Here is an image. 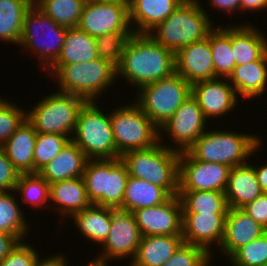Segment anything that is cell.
<instances>
[{"instance_id":"obj_25","label":"cell","mask_w":267,"mask_h":266,"mask_svg":"<svg viewBox=\"0 0 267 266\" xmlns=\"http://www.w3.org/2000/svg\"><path fill=\"white\" fill-rule=\"evenodd\" d=\"M89 159L83 151L71 140L38 173L49 183L81 177Z\"/></svg>"},{"instance_id":"obj_13","label":"cell","mask_w":267,"mask_h":266,"mask_svg":"<svg viewBox=\"0 0 267 266\" xmlns=\"http://www.w3.org/2000/svg\"><path fill=\"white\" fill-rule=\"evenodd\" d=\"M77 27L94 38L113 32H133L129 3L87 0Z\"/></svg>"},{"instance_id":"obj_11","label":"cell","mask_w":267,"mask_h":266,"mask_svg":"<svg viewBox=\"0 0 267 266\" xmlns=\"http://www.w3.org/2000/svg\"><path fill=\"white\" fill-rule=\"evenodd\" d=\"M136 103L158 127H162L191 96V85L174 73L168 78L147 84L138 90Z\"/></svg>"},{"instance_id":"obj_46","label":"cell","mask_w":267,"mask_h":266,"mask_svg":"<svg viewBox=\"0 0 267 266\" xmlns=\"http://www.w3.org/2000/svg\"><path fill=\"white\" fill-rule=\"evenodd\" d=\"M21 240L13 235L0 232V261L3 260Z\"/></svg>"},{"instance_id":"obj_3","label":"cell","mask_w":267,"mask_h":266,"mask_svg":"<svg viewBox=\"0 0 267 266\" xmlns=\"http://www.w3.org/2000/svg\"><path fill=\"white\" fill-rule=\"evenodd\" d=\"M261 143L256 134L207 129L187 151L197 160L233 168L248 163L250 156L264 145Z\"/></svg>"},{"instance_id":"obj_16","label":"cell","mask_w":267,"mask_h":266,"mask_svg":"<svg viewBox=\"0 0 267 266\" xmlns=\"http://www.w3.org/2000/svg\"><path fill=\"white\" fill-rule=\"evenodd\" d=\"M140 234L145 236H182L183 213L178 195L166 202L132 212Z\"/></svg>"},{"instance_id":"obj_6","label":"cell","mask_w":267,"mask_h":266,"mask_svg":"<svg viewBox=\"0 0 267 266\" xmlns=\"http://www.w3.org/2000/svg\"><path fill=\"white\" fill-rule=\"evenodd\" d=\"M129 173L121 158L90 159L82 175L92 204L120 209Z\"/></svg>"},{"instance_id":"obj_33","label":"cell","mask_w":267,"mask_h":266,"mask_svg":"<svg viewBox=\"0 0 267 266\" xmlns=\"http://www.w3.org/2000/svg\"><path fill=\"white\" fill-rule=\"evenodd\" d=\"M183 214L227 213L229 210L225 192L179 191Z\"/></svg>"},{"instance_id":"obj_49","label":"cell","mask_w":267,"mask_h":266,"mask_svg":"<svg viewBox=\"0 0 267 266\" xmlns=\"http://www.w3.org/2000/svg\"><path fill=\"white\" fill-rule=\"evenodd\" d=\"M267 9V0H240V10L261 11Z\"/></svg>"},{"instance_id":"obj_29","label":"cell","mask_w":267,"mask_h":266,"mask_svg":"<svg viewBox=\"0 0 267 266\" xmlns=\"http://www.w3.org/2000/svg\"><path fill=\"white\" fill-rule=\"evenodd\" d=\"M71 218L85 239L102 246L110 231L112 208L92 204Z\"/></svg>"},{"instance_id":"obj_2","label":"cell","mask_w":267,"mask_h":266,"mask_svg":"<svg viewBox=\"0 0 267 266\" xmlns=\"http://www.w3.org/2000/svg\"><path fill=\"white\" fill-rule=\"evenodd\" d=\"M209 16L199 0H184L166 20L148 34L156 42L176 53L186 45L208 36L214 28L212 17Z\"/></svg>"},{"instance_id":"obj_44","label":"cell","mask_w":267,"mask_h":266,"mask_svg":"<svg viewBox=\"0 0 267 266\" xmlns=\"http://www.w3.org/2000/svg\"><path fill=\"white\" fill-rule=\"evenodd\" d=\"M19 176V171L8 160L3 146L0 145V192L15 190Z\"/></svg>"},{"instance_id":"obj_28","label":"cell","mask_w":267,"mask_h":266,"mask_svg":"<svg viewBox=\"0 0 267 266\" xmlns=\"http://www.w3.org/2000/svg\"><path fill=\"white\" fill-rule=\"evenodd\" d=\"M37 132L26 119L2 145L8 160L22 173H33V155Z\"/></svg>"},{"instance_id":"obj_9","label":"cell","mask_w":267,"mask_h":266,"mask_svg":"<svg viewBox=\"0 0 267 266\" xmlns=\"http://www.w3.org/2000/svg\"><path fill=\"white\" fill-rule=\"evenodd\" d=\"M87 101L81 97L56 91L27 110V120L37 133L60 134L70 140L76 127L78 114Z\"/></svg>"},{"instance_id":"obj_52","label":"cell","mask_w":267,"mask_h":266,"mask_svg":"<svg viewBox=\"0 0 267 266\" xmlns=\"http://www.w3.org/2000/svg\"><path fill=\"white\" fill-rule=\"evenodd\" d=\"M86 266H97V265H93L91 263H88Z\"/></svg>"},{"instance_id":"obj_7","label":"cell","mask_w":267,"mask_h":266,"mask_svg":"<svg viewBox=\"0 0 267 266\" xmlns=\"http://www.w3.org/2000/svg\"><path fill=\"white\" fill-rule=\"evenodd\" d=\"M96 102H86L81 108L71 141L89 160L117 158L110 114L103 113Z\"/></svg>"},{"instance_id":"obj_51","label":"cell","mask_w":267,"mask_h":266,"mask_svg":"<svg viewBox=\"0 0 267 266\" xmlns=\"http://www.w3.org/2000/svg\"><path fill=\"white\" fill-rule=\"evenodd\" d=\"M93 1H123V2H128L129 0H93Z\"/></svg>"},{"instance_id":"obj_5","label":"cell","mask_w":267,"mask_h":266,"mask_svg":"<svg viewBox=\"0 0 267 266\" xmlns=\"http://www.w3.org/2000/svg\"><path fill=\"white\" fill-rule=\"evenodd\" d=\"M180 152L163 145L162 140L148 149L132 150L120 156L129 176L164 188L171 196L179 192Z\"/></svg>"},{"instance_id":"obj_23","label":"cell","mask_w":267,"mask_h":266,"mask_svg":"<svg viewBox=\"0 0 267 266\" xmlns=\"http://www.w3.org/2000/svg\"><path fill=\"white\" fill-rule=\"evenodd\" d=\"M250 23L231 25V47L236 66L260 60L267 53L265 34Z\"/></svg>"},{"instance_id":"obj_43","label":"cell","mask_w":267,"mask_h":266,"mask_svg":"<svg viewBox=\"0 0 267 266\" xmlns=\"http://www.w3.org/2000/svg\"><path fill=\"white\" fill-rule=\"evenodd\" d=\"M33 245L20 241L15 248L0 261V266H36L39 256Z\"/></svg>"},{"instance_id":"obj_41","label":"cell","mask_w":267,"mask_h":266,"mask_svg":"<svg viewBox=\"0 0 267 266\" xmlns=\"http://www.w3.org/2000/svg\"><path fill=\"white\" fill-rule=\"evenodd\" d=\"M133 32H113L96 37L98 57L118 66L125 44Z\"/></svg>"},{"instance_id":"obj_42","label":"cell","mask_w":267,"mask_h":266,"mask_svg":"<svg viewBox=\"0 0 267 266\" xmlns=\"http://www.w3.org/2000/svg\"><path fill=\"white\" fill-rule=\"evenodd\" d=\"M211 260L212 255L205 249L183 243L163 266H214Z\"/></svg>"},{"instance_id":"obj_19","label":"cell","mask_w":267,"mask_h":266,"mask_svg":"<svg viewBox=\"0 0 267 266\" xmlns=\"http://www.w3.org/2000/svg\"><path fill=\"white\" fill-rule=\"evenodd\" d=\"M227 213L183 214L182 238L184 243L205 249L212 259V246L222 243ZM218 244V245H217Z\"/></svg>"},{"instance_id":"obj_39","label":"cell","mask_w":267,"mask_h":266,"mask_svg":"<svg viewBox=\"0 0 267 266\" xmlns=\"http://www.w3.org/2000/svg\"><path fill=\"white\" fill-rule=\"evenodd\" d=\"M227 260L233 264L232 266H265L267 264V232L237 249Z\"/></svg>"},{"instance_id":"obj_21","label":"cell","mask_w":267,"mask_h":266,"mask_svg":"<svg viewBox=\"0 0 267 266\" xmlns=\"http://www.w3.org/2000/svg\"><path fill=\"white\" fill-rule=\"evenodd\" d=\"M184 0H129V21L133 33L148 34L166 20Z\"/></svg>"},{"instance_id":"obj_35","label":"cell","mask_w":267,"mask_h":266,"mask_svg":"<svg viewBox=\"0 0 267 266\" xmlns=\"http://www.w3.org/2000/svg\"><path fill=\"white\" fill-rule=\"evenodd\" d=\"M14 192L15 190L0 192V232L16 236L24 241L27 234L30 233L28 231L30 225L29 221L24 218L25 214L20 208L22 206H20L17 196L15 197L17 192Z\"/></svg>"},{"instance_id":"obj_30","label":"cell","mask_w":267,"mask_h":266,"mask_svg":"<svg viewBox=\"0 0 267 266\" xmlns=\"http://www.w3.org/2000/svg\"><path fill=\"white\" fill-rule=\"evenodd\" d=\"M170 197L171 195L164 188L129 176L120 210L133 212L137 209L157 206L166 202Z\"/></svg>"},{"instance_id":"obj_36","label":"cell","mask_w":267,"mask_h":266,"mask_svg":"<svg viewBox=\"0 0 267 266\" xmlns=\"http://www.w3.org/2000/svg\"><path fill=\"white\" fill-rule=\"evenodd\" d=\"M87 0H33V4L57 24L77 27Z\"/></svg>"},{"instance_id":"obj_32","label":"cell","mask_w":267,"mask_h":266,"mask_svg":"<svg viewBox=\"0 0 267 266\" xmlns=\"http://www.w3.org/2000/svg\"><path fill=\"white\" fill-rule=\"evenodd\" d=\"M33 0H0V40L18 45L23 18Z\"/></svg>"},{"instance_id":"obj_14","label":"cell","mask_w":267,"mask_h":266,"mask_svg":"<svg viewBox=\"0 0 267 266\" xmlns=\"http://www.w3.org/2000/svg\"><path fill=\"white\" fill-rule=\"evenodd\" d=\"M207 122L202 109L191 95L172 117L159 128V140H164L163 135L168 134L169 139L171 138L175 145L163 144L165 147L178 152L187 151L208 129Z\"/></svg>"},{"instance_id":"obj_27","label":"cell","mask_w":267,"mask_h":266,"mask_svg":"<svg viewBox=\"0 0 267 266\" xmlns=\"http://www.w3.org/2000/svg\"><path fill=\"white\" fill-rule=\"evenodd\" d=\"M184 243L182 236L141 237L136 255L130 266H163Z\"/></svg>"},{"instance_id":"obj_12","label":"cell","mask_w":267,"mask_h":266,"mask_svg":"<svg viewBox=\"0 0 267 266\" xmlns=\"http://www.w3.org/2000/svg\"><path fill=\"white\" fill-rule=\"evenodd\" d=\"M141 234L132 212L112 208V220L103 250L90 263L108 266L110 260L134 259L141 240ZM109 261V262H108Z\"/></svg>"},{"instance_id":"obj_47","label":"cell","mask_w":267,"mask_h":266,"mask_svg":"<svg viewBox=\"0 0 267 266\" xmlns=\"http://www.w3.org/2000/svg\"><path fill=\"white\" fill-rule=\"evenodd\" d=\"M210 5L220 12H235L240 11V0H210Z\"/></svg>"},{"instance_id":"obj_48","label":"cell","mask_w":267,"mask_h":266,"mask_svg":"<svg viewBox=\"0 0 267 266\" xmlns=\"http://www.w3.org/2000/svg\"><path fill=\"white\" fill-rule=\"evenodd\" d=\"M36 266H68V261L64 253H58V255L55 254L48 257L46 256L43 259L40 258L39 255L37 258Z\"/></svg>"},{"instance_id":"obj_45","label":"cell","mask_w":267,"mask_h":266,"mask_svg":"<svg viewBox=\"0 0 267 266\" xmlns=\"http://www.w3.org/2000/svg\"><path fill=\"white\" fill-rule=\"evenodd\" d=\"M241 209L267 230V193L263 192L254 201L248 202Z\"/></svg>"},{"instance_id":"obj_18","label":"cell","mask_w":267,"mask_h":266,"mask_svg":"<svg viewBox=\"0 0 267 266\" xmlns=\"http://www.w3.org/2000/svg\"><path fill=\"white\" fill-rule=\"evenodd\" d=\"M175 73L191 86L217 78L210 48V32L203 40L186 45L175 53Z\"/></svg>"},{"instance_id":"obj_1","label":"cell","mask_w":267,"mask_h":266,"mask_svg":"<svg viewBox=\"0 0 267 266\" xmlns=\"http://www.w3.org/2000/svg\"><path fill=\"white\" fill-rule=\"evenodd\" d=\"M117 68L118 77L138 89L175 73V53L149 34L133 33L125 44Z\"/></svg>"},{"instance_id":"obj_24","label":"cell","mask_w":267,"mask_h":266,"mask_svg":"<svg viewBox=\"0 0 267 266\" xmlns=\"http://www.w3.org/2000/svg\"><path fill=\"white\" fill-rule=\"evenodd\" d=\"M262 193L263 191L254 170V164L248 162L231 168L225 190L229 208H242L248 202L254 201Z\"/></svg>"},{"instance_id":"obj_15","label":"cell","mask_w":267,"mask_h":266,"mask_svg":"<svg viewBox=\"0 0 267 266\" xmlns=\"http://www.w3.org/2000/svg\"><path fill=\"white\" fill-rule=\"evenodd\" d=\"M231 167L195 159L188 151L179 156V191L225 192Z\"/></svg>"},{"instance_id":"obj_4","label":"cell","mask_w":267,"mask_h":266,"mask_svg":"<svg viewBox=\"0 0 267 266\" xmlns=\"http://www.w3.org/2000/svg\"><path fill=\"white\" fill-rule=\"evenodd\" d=\"M48 71L54 75L58 91L81 97L87 102H96L100 94L117 80L116 66L99 57L85 63L52 65Z\"/></svg>"},{"instance_id":"obj_34","label":"cell","mask_w":267,"mask_h":266,"mask_svg":"<svg viewBox=\"0 0 267 266\" xmlns=\"http://www.w3.org/2000/svg\"><path fill=\"white\" fill-rule=\"evenodd\" d=\"M210 48L217 78H228L236 67L231 47V23L210 31Z\"/></svg>"},{"instance_id":"obj_10","label":"cell","mask_w":267,"mask_h":266,"mask_svg":"<svg viewBox=\"0 0 267 266\" xmlns=\"http://www.w3.org/2000/svg\"><path fill=\"white\" fill-rule=\"evenodd\" d=\"M109 112L117 158L132 150L148 149L159 142V128L136 102Z\"/></svg>"},{"instance_id":"obj_22","label":"cell","mask_w":267,"mask_h":266,"mask_svg":"<svg viewBox=\"0 0 267 266\" xmlns=\"http://www.w3.org/2000/svg\"><path fill=\"white\" fill-rule=\"evenodd\" d=\"M49 203L51 208L58 210L61 218L69 216V219L92 205L82 176L50 184Z\"/></svg>"},{"instance_id":"obj_31","label":"cell","mask_w":267,"mask_h":266,"mask_svg":"<svg viewBox=\"0 0 267 266\" xmlns=\"http://www.w3.org/2000/svg\"><path fill=\"white\" fill-rule=\"evenodd\" d=\"M96 58V39L78 27H72L68 28L60 55L53 65L79 64Z\"/></svg>"},{"instance_id":"obj_20","label":"cell","mask_w":267,"mask_h":266,"mask_svg":"<svg viewBox=\"0 0 267 266\" xmlns=\"http://www.w3.org/2000/svg\"><path fill=\"white\" fill-rule=\"evenodd\" d=\"M267 230L253 220L241 208H229L226 215L225 231L219 248L228 258L240 247L261 237Z\"/></svg>"},{"instance_id":"obj_40","label":"cell","mask_w":267,"mask_h":266,"mask_svg":"<svg viewBox=\"0 0 267 266\" xmlns=\"http://www.w3.org/2000/svg\"><path fill=\"white\" fill-rule=\"evenodd\" d=\"M0 98V145H3L27 119V110Z\"/></svg>"},{"instance_id":"obj_50","label":"cell","mask_w":267,"mask_h":266,"mask_svg":"<svg viewBox=\"0 0 267 266\" xmlns=\"http://www.w3.org/2000/svg\"><path fill=\"white\" fill-rule=\"evenodd\" d=\"M254 170L262 191L267 193V164H262V166L258 167L255 165Z\"/></svg>"},{"instance_id":"obj_17","label":"cell","mask_w":267,"mask_h":266,"mask_svg":"<svg viewBox=\"0 0 267 266\" xmlns=\"http://www.w3.org/2000/svg\"><path fill=\"white\" fill-rule=\"evenodd\" d=\"M191 95L202 109L208 121L235 111L239 97L234 87L229 84L228 78H216L200 81L191 86ZM209 119V120H208Z\"/></svg>"},{"instance_id":"obj_37","label":"cell","mask_w":267,"mask_h":266,"mask_svg":"<svg viewBox=\"0 0 267 266\" xmlns=\"http://www.w3.org/2000/svg\"><path fill=\"white\" fill-rule=\"evenodd\" d=\"M15 192L20 193L22 201L34 209L49 207L50 184L39 173L20 174Z\"/></svg>"},{"instance_id":"obj_26","label":"cell","mask_w":267,"mask_h":266,"mask_svg":"<svg viewBox=\"0 0 267 266\" xmlns=\"http://www.w3.org/2000/svg\"><path fill=\"white\" fill-rule=\"evenodd\" d=\"M228 80L237 96L244 99L261 97L267 89V53L260 60L236 66Z\"/></svg>"},{"instance_id":"obj_8","label":"cell","mask_w":267,"mask_h":266,"mask_svg":"<svg viewBox=\"0 0 267 266\" xmlns=\"http://www.w3.org/2000/svg\"><path fill=\"white\" fill-rule=\"evenodd\" d=\"M67 30L68 27L57 24L33 4L24 15L18 46L37 55L47 71L60 55Z\"/></svg>"},{"instance_id":"obj_38","label":"cell","mask_w":267,"mask_h":266,"mask_svg":"<svg viewBox=\"0 0 267 266\" xmlns=\"http://www.w3.org/2000/svg\"><path fill=\"white\" fill-rule=\"evenodd\" d=\"M70 139L60 134L37 133L33 155V173H38L67 145Z\"/></svg>"}]
</instances>
